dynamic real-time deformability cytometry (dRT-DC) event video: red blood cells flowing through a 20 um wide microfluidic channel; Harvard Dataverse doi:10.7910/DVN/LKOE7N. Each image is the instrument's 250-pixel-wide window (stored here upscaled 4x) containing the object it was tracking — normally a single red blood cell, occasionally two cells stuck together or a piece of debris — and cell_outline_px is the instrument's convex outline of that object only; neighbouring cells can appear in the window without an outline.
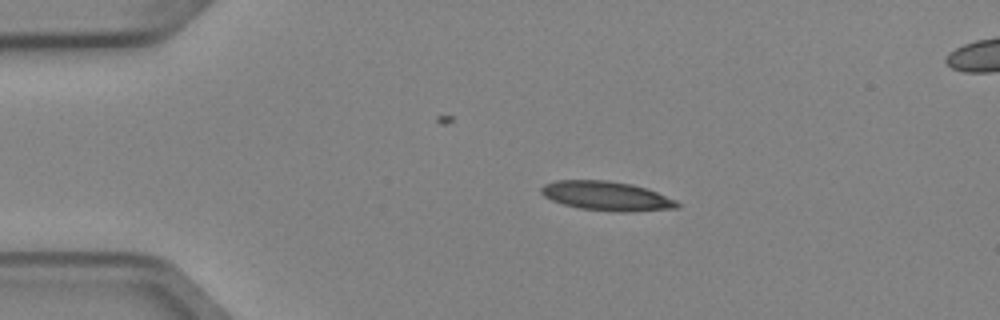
{"species": "Egyptian fruit bat (a non-hibernating species)", "species_latin": "Rousettus aegyptiacus", "temperature_condition": "cold", "stored_images_in_passage": 5, "segment_of_instrument_passage": [1, 2], "camera_frame_rate_fps": 3000, "um_per_image_px": 0.085, "animal": {"sex": "female"}, "frame": {"image": 1, "passage_image": 3, "time_ms": 0.667, "image_size_px": [1000, 320], "cell_outline_px": [[680, 208], [624, 212], [580, 208], [564, 204], [552, 200], [544, 196], [540, 192], [540, 188], [544, 184], [556, 180], [608, 180], [632, 184], [648, 188], [676, 200], [680, 204]], "centroid_in_image_um": [51.58, 16.64], "position_along_channel_um": 33.4, "area_um2": 23.18}}